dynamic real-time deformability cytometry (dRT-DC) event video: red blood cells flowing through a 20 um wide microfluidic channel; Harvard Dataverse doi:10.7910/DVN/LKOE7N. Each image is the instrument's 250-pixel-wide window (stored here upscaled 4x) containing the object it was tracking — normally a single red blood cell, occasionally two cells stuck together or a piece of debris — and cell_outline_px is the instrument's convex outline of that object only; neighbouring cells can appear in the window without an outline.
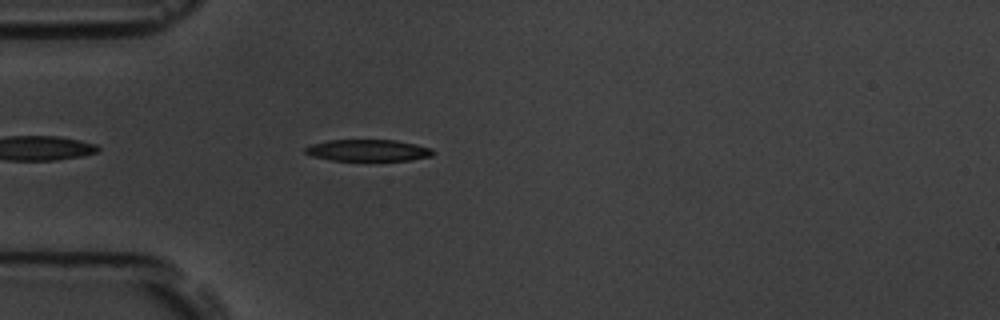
{"species": "common noctule bat (a hibernating species)", "species_latin": "Nyctalus noctula", "temperature_condition": "room temperature", "stored_images_in_passage": 40, "camera_frame_rate_fps": 3000, "um_per_image_px": 0.085, "animal": {"sex": "male", "body_mass_g": 19.5, "forearm_length_mm": 54.6}, "frame": {"image": 1, "passage_image": 4, "time_ms": 1.0, "image_size_px": [1000, 320], "cell_outline_px": [[436, 152], [432, 156], [412, 160], [332, 160], [312, 156], [304, 152], [304, 148], [312, 144], [328, 140], [396, 140], [416, 144], [432, 148]], "centroid_in_image_um": [31.32, 12.77], "position_along_channel_um": 53.7, "area_um2": 16.13}}
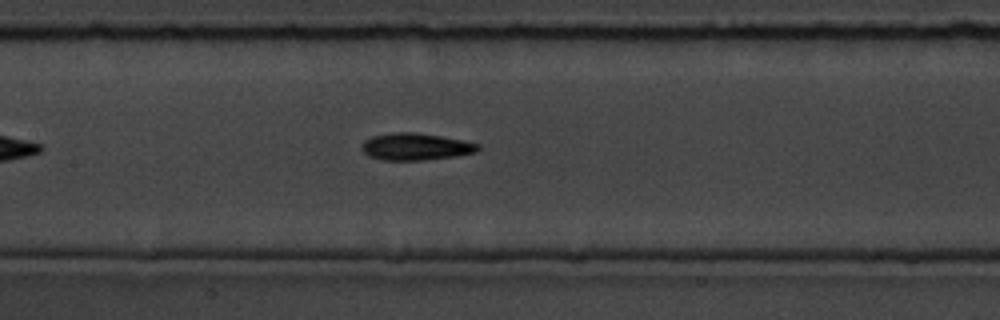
{"frame": {"image": 2, "passage_image": 14, "time_ms": 4.333, "image_size_px": [1000, 320], "cell_outline_px": [[480, 148], [476, 152], [456, 156], [424, 160], [384, 160], [368, 156], [364, 152], [364, 140], [372, 136], [392, 132], [416, 132], [440, 136], [480, 144]], "centroid_in_image_um": [35.34, 12.46], "position_along_channel_um": 172.1, "area_um2": 18.15}}
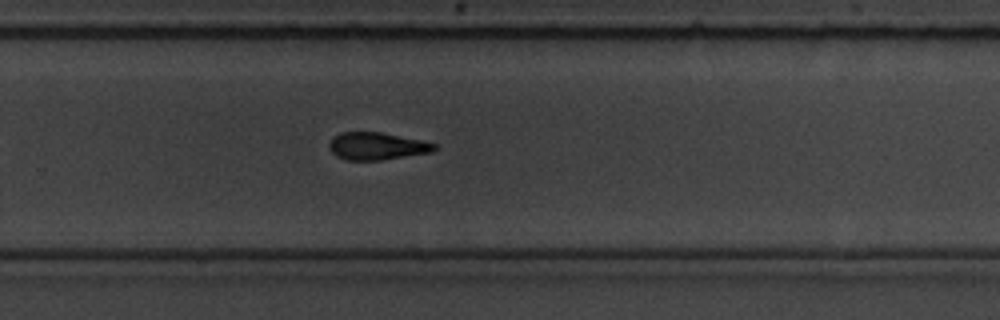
{"frame": {"image": 3, "passage_image": 24, "time_ms": 7.667, "image_size_px": [1000, 320], "cell_outline_px": [[436, 148], [432, 152], [380, 160], [344, 160], [336, 156], [332, 152], [328, 144], [340, 132], [384, 132], [420, 140], [436, 144]], "centroid_in_image_um": [32.02, 12.42], "position_along_channel_um": 297.8, "area_um2": 16.7}, "authors_computed_cell_mechanics": {"area_um2": 17.34, "velocity_mm_per_s": 3.7858, "shape_relaxation_time_tau1_ms": 3.0252, "shape_relaxation_time_tau2_ms": 3.7399, "deformation_change_tau1": 0.118, "deformation_change_tau2": 0.1159}}